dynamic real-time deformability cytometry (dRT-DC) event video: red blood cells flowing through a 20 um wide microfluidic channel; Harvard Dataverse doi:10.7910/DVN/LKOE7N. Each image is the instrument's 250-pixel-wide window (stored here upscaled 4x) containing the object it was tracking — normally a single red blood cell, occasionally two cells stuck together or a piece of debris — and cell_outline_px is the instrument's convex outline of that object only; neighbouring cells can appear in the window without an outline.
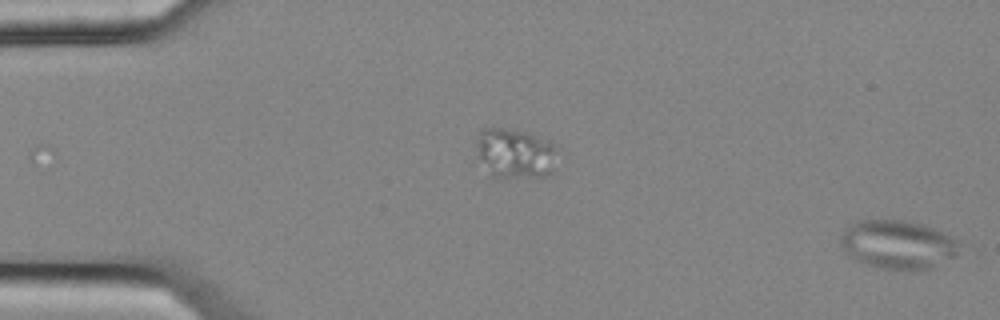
{"species": "common noctule bat (a hibernating species)", "species_latin": "Nyctalus noctula", "temperature_condition": "cold", "stored_images_in_passage": 3, "segment_of_instrument_passage": [2, 2], "camera_frame_rate_fps": 3000, "um_per_image_px": 0.085, "animal": {"sex": "female", "body_mass_g": 25.1}, "frame": {"image": 1, "passage_image": 3, "time_ms": 0.667, "image_size_px": [1000, 320], "cell_outline_px": [[960, 244], [956, 256], [932, 268], [908, 272], [880, 268], [864, 264], [848, 256], [844, 252], [840, 244], [840, 236], [844, 228], [848, 224], [860, 220], [900, 220], [920, 224], [932, 228], [952, 236], [960, 240]], "centroid_in_image_um": [76.29, 20.81], "position_along_channel_um": 8.7, "area_um2": 34.39}}